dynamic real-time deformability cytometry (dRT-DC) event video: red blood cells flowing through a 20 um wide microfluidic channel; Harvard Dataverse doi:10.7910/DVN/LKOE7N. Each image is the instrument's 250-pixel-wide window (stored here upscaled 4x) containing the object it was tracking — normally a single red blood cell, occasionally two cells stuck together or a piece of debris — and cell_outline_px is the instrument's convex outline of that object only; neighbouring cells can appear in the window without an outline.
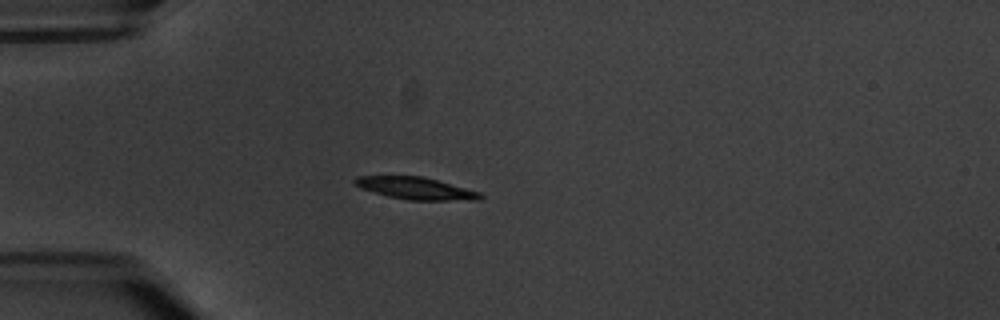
{"species": "common noctule bat (a hibernating species)", "species_latin": "Nyctalus noctula", "temperature_condition": "warm", "stored_images_in_passage": 1, "camera_frame_rate_fps": 3000, "um_per_image_px": 0.085, "animal": {"sex": "male", "body_mass_g": 20.1, "forearm_length_mm": 53.5}, "frame": {"image": 1, "passage_image": 1, "time_ms": 0.0, "image_size_px": [1000, 320], "cell_outline_px": [[484, 196], [480, 200], [408, 200], [388, 196], [360, 188], [352, 180], [356, 176], [420, 176], [436, 180], [480, 192]], "centroid_in_image_um": [35.33, 16.01], "position_along_channel_um": 49.7, "area_um2": 16.01}}